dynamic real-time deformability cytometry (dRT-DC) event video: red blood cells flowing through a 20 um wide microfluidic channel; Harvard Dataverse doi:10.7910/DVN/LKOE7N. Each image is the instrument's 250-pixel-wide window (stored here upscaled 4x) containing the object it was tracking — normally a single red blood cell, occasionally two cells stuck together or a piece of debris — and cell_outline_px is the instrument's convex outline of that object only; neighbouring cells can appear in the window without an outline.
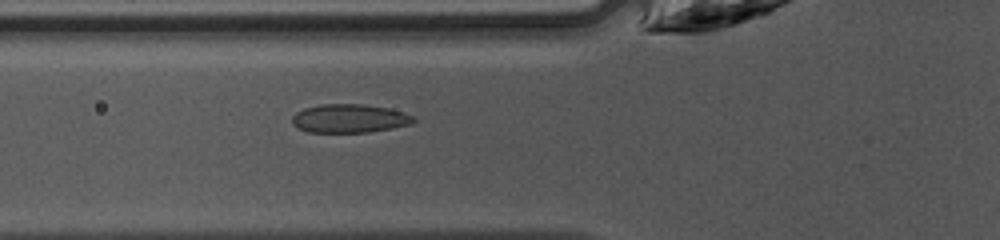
{"species": "common noctule bat (a hibernating species)", "species_latin": "Nyctalus noctula", "temperature_condition": "warm", "stored_images_in_passage": 20, "camera_frame_rate_fps": 3000, "um_per_image_px": 0.085, "animal": {"sex": "female", "body_mass_g": 10.0, "forearm_length_mm": 53.1}, "frame": {"image": 1, "passage_image": 3, "time_ms": 0.667, "image_size_px": [1000, 240], "cell_outline_px": [[416, 120], [412, 124], [392, 128], [368, 132], [308, 132], [292, 124], [292, 116], [296, 112], [304, 108], [320, 104], [364, 104], [388, 108], [404, 112], [412, 116]], "centroid_in_image_um": [29.7, 10.06], "position_along_channel_um": 96.1, "area_um2": 20.23}}
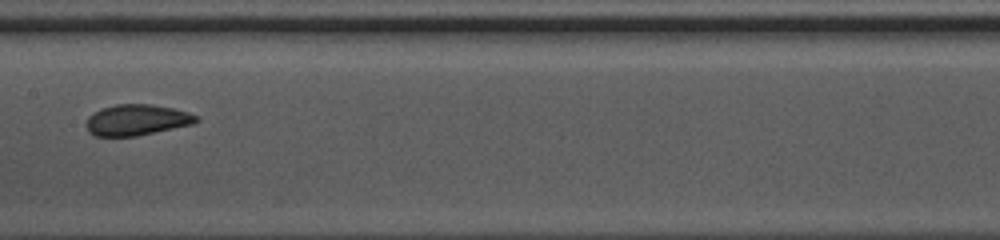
{"frame": {"image": 2, "passage_image": 10, "time_ms": 3.0, "image_size_px": [1000, 240], "cell_outline_px": [[200, 120], [192, 124], [136, 136], [96, 136], [88, 132], [88, 116], [104, 108], [116, 104], [152, 104], [172, 108], [188, 112], [200, 116]], "centroid_in_image_um": [11.67, 10.19], "position_along_channel_um": 195.7, "area_um2": 19.59}}
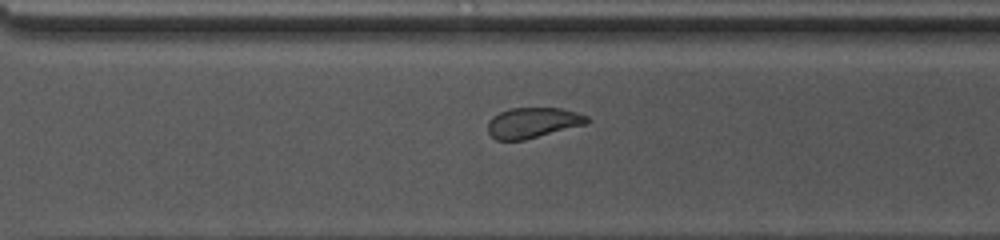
{"frame": {"image": 3, "passage_image": 16, "time_ms": 5.0, "image_size_px": [1000, 240], "cell_outline_px": [[588, 124], [524, 140], [496, 140], [488, 132], [488, 120], [492, 116], [500, 112], [512, 108], [560, 108], [576, 112], [588, 116]], "centroid_in_image_um": [45.29, 10.43], "position_along_channel_um": 325.3, "area_um2": 17.63}}